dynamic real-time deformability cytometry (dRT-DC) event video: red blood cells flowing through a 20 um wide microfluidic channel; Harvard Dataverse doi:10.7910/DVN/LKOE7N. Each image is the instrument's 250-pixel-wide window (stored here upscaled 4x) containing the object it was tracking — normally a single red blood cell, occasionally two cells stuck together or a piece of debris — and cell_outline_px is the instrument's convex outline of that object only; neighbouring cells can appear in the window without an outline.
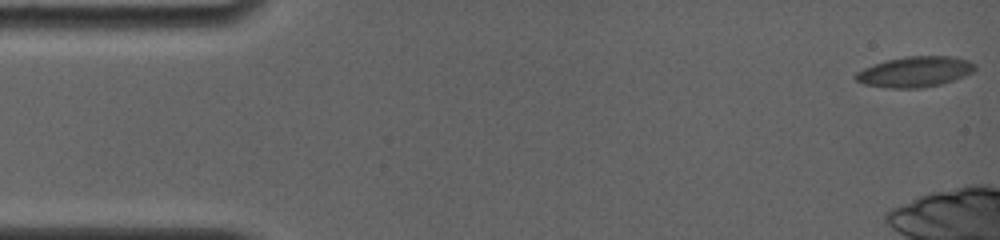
{"species": "common noctule bat (a hibernating species)", "species_latin": "Nyctalus noctula", "temperature_condition": "room temperature", "stored_images_in_passage": 10, "camera_frame_rate_fps": 4000, "um_per_image_px": 0.085, "animal": {"sex": "female", "body_mass_g": 19.0, "forearm_length_mm": 56.7}, "frame": {"image": 1, "passage_image": 1, "time_ms": 0.0, "image_size_px": [1000, 240], "cell_outline_px": [[976, 68], [972, 72], [964, 76], [940, 84], [920, 88], [888, 88], [864, 84], [856, 80], [852, 76], [856, 72], [864, 68], [888, 60], [904, 56], [952, 56], [968, 60], [976, 64]], "centroid_in_image_um": [77.76, 6.1], "position_along_channel_um": 7.2, "area_um2": 21.15}}